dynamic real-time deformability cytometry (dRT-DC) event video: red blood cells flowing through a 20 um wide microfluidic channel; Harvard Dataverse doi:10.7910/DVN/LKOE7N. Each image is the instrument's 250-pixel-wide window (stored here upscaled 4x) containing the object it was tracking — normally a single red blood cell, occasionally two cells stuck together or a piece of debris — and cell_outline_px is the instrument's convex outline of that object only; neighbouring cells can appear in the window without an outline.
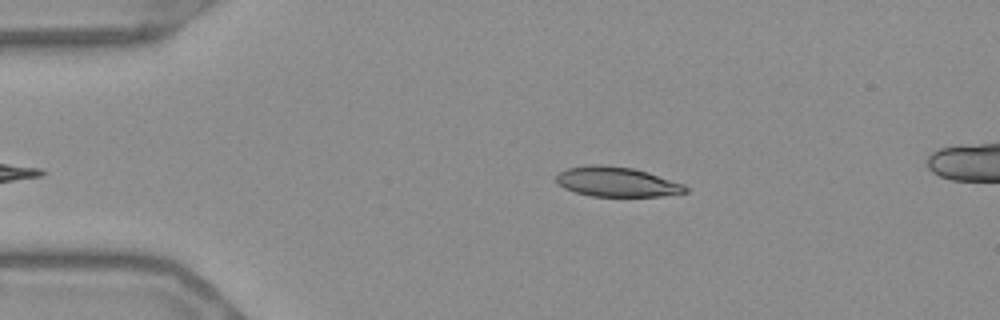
{"species": "Egyptian fruit bat (a non-hibernating species)", "species_latin": "Rousettus aegyptiacus", "temperature_condition": "warm", "stored_images_in_passage": 40, "camera_frame_rate_fps": 3000, "um_per_image_px": 0.085, "frame": {"image": 1, "passage_image": 3, "time_ms": 0.667, "image_size_px": [1000, 320], "cell_outline_px": [[688, 192], [660, 196], [592, 196], [576, 192], [564, 188], [556, 184], [556, 176], [560, 172], [568, 168], [592, 164], [600, 164], [632, 168], [648, 172], [684, 184], [688, 188]], "centroid_in_image_um": [52.42, 15.45], "position_along_channel_um": 32.6, "area_um2": 22.37}}
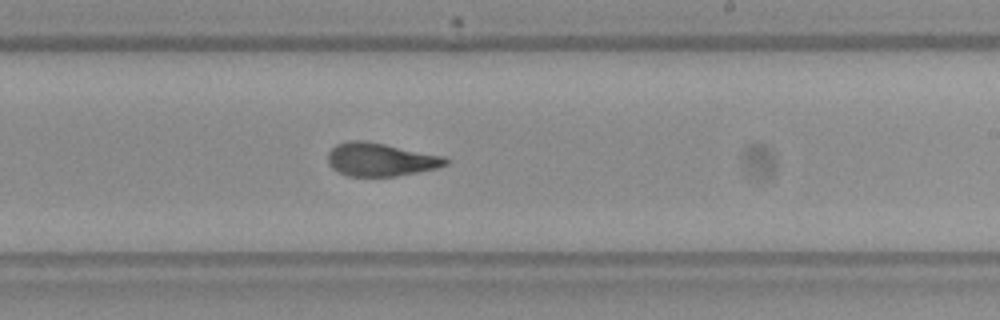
{"frame": {"image": 2, "passage_image": 25, "time_ms": 8.0, "image_size_px": [1000, 320], "cell_outline_px": [[452, 160], [448, 164], [436, 168], [396, 176], [348, 176], [332, 168], [328, 164], [328, 152], [336, 144], [348, 140], [364, 140], [448, 156]], "centroid_in_image_um": [32.39, 13.54], "position_along_channel_um": 256.6, "area_um2": 23.06}}
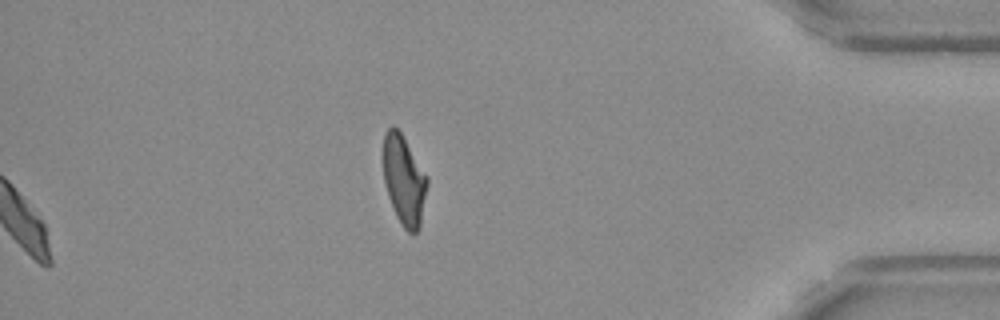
{"frame": {"image": 3, "passage_image": 40, "time_ms": 13.0, "image_size_px": [1000, 320], "cell_outline_px": [[428, 184], [420, 228], [412, 236], [400, 224], [396, 216], [388, 196], [384, 180], [384, 132], [392, 124], [400, 132], [428, 176]], "centroid_in_image_um": [34.36, 15.36], "position_along_channel_um": 400.8, "area_um2": 23.0}, "authors_computed_cell_mechanics": {"area_um2": 23.2356, "velocity_mm_per_s": 3.6919, "shape_relaxation_time_tau1_ms": null, "shape_relaxation_time_tau2_ms": 1.4704, "deformation_change_tau1": null, "deformation_change_tau2": 0.0877}}